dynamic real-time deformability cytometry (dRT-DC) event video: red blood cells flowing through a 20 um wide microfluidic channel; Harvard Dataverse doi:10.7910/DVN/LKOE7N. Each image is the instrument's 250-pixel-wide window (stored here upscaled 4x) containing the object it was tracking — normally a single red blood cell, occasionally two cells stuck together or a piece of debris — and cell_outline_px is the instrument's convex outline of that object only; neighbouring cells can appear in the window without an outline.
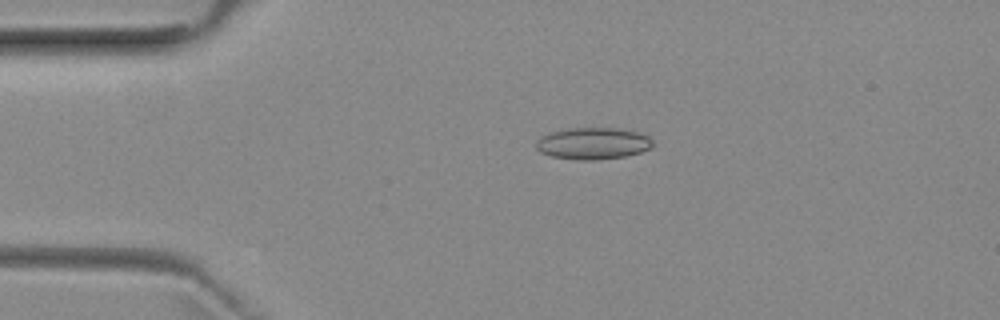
{"species": "common noctule bat (a hibernating species)", "species_latin": "Nyctalus noctula", "temperature_condition": "room temperature", "stored_images_in_passage": 34, "camera_frame_rate_fps": 3000, "um_per_image_px": 0.085, "animal": {"sex": "female", "body_mass_g": 29.2, "forearm_length_mm": 56.3}, "frame": {"image": 1, "passage_image": 3, "time_ms": 0.667, "image_size_px": [1000, 320], "cell_outline_px": [[652, 148], [640, 152], [624, 156], [596, 160], [580, 160], [552, 156], [540, 152], [536, 148], [536, 140], [552, 132], [568, 128], [616, 128], [640, 132], [648, 136], [652, 140]], "centroid_in_image_um": [50.42, 12.19], "position_along_channel_um": 34.6, "area_um2": 21.5}}
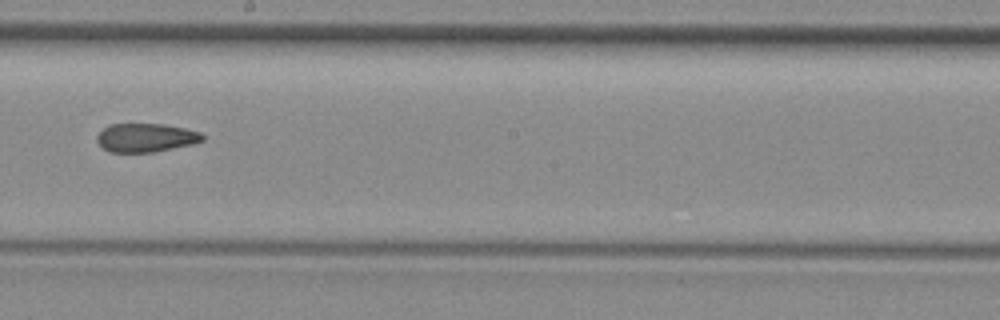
{"frame": {"image": 2, "passage_image": 21, "time_ms": 6.667, "image_size_px": [1000, 320], "cell_outline_px": [[204, 140], [192, 144], [152, 152], [108, 152], [96, 140], [96, 136], [108, 124], [164, 124], [184, 128], [200, 132], [204, 136]], "centroid_in_image_um": [12.38, 11.7], "position_along_channel_um": 235.8, "area_um2": 17.51}}
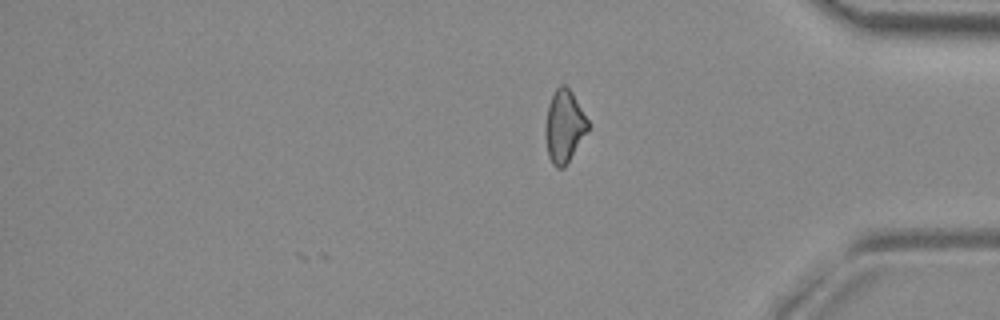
{"frame": {"image": 3, "passage_image": 34, "time_ms": 11.0, "image_size_px": [1000, 320], "cell_outline_px": [[588, 128], [564, 168], [556, 168], [552, 164], [548, 156], [544, 136], [544, 128], [548, 104], [556, 88], [560, 84], [564, 84], [572, 92], [588, 120]], "centroid_in_image_um": [47.91, 10.73], "position_along_channel_um": 387.3, "area_um2": 17.86}, "authors_computed_cell_mechanics": {"area_um2": 18.5827, "velocity_mm_per_s": 3.9724, "shape_relaxation_time_tau1_ms": null, "shape_relaxation_time_tau2_ms": 3.9511, "deformation_change_tau1": null, "deformation_change_tau2": 0.1087}}